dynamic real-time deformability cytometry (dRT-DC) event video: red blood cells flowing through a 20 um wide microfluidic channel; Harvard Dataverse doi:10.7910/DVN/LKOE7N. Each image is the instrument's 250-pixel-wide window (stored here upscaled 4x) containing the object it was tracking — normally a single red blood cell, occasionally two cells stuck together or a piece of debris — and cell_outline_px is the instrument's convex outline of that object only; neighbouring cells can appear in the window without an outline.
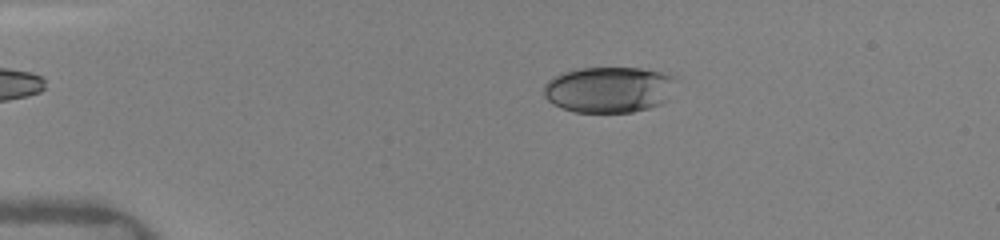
{"species": "human", "species_latin": "Homo sapiens", "temperature_condition": "warm", "stored_images_in_passage": 23, "camera_frame_rate_fps": 3000, "um_per_image_px": 0.085, "donor": {"sex": "female"}, "frame": {"image": 1, "passage_image": 5, "time_ms": 3.333, "image_size_px": [1000, 240], "cell_outline_px": [[676, 80], [668, 100], [660, 104], [648, 108], [632, 112], [576, 112], [564, 108], [548, 100], [544, 96], [544, 84], [548, 80], [564, 72], [580, 68], [640, 68], [668, 72], [676, 76]], "centroid_in_image_um": [51.82, 7.6], "position_along_channel_um": 33.2, "area_um2": 35.55}}
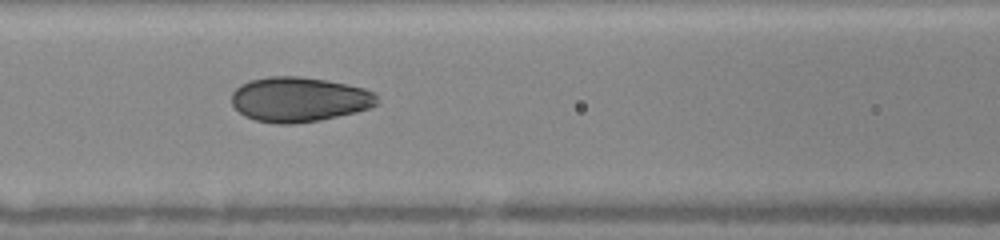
{"frame": {"image": 2, "passage_image": 10, "time_ms": 7.333, "image_size_px": [1000, 240], "cell_outline_px": [[376, 104], [372, 108], [356, 112], [320, 120], [292, 124], [276, 124], [256, 120], [244, 116], [232, 104], [232, 92], [240, 84], [248, 80], [268, 76], [300, 76], [348, 84], [364, 88], [376, 92]], "centroid_in_image_um": [25.42, 8.45], "position_along_channel_um": 141.2, "area_um2": 38.21}}
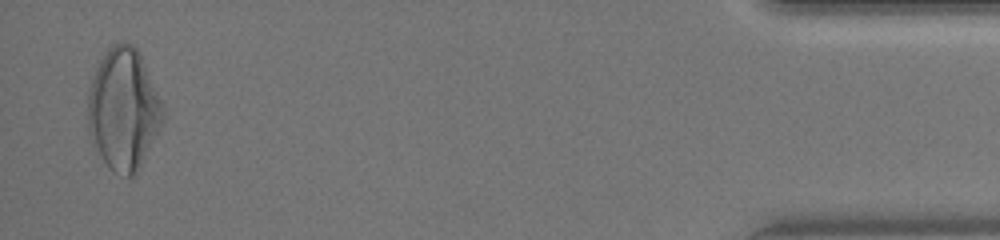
{"frame": {"image": 3, "passage_image": 23, "time_ms": 16.0, "image_size_px": [1000, 240], "cell_outline_px": [[164, 120], [136, 172], [132, 176], [120, 176], [112, 172], [104, 160], [88, 132], [88, 92], [92, 76], [100, 60], [108, 48], [112, 44], [124, 40], [132, 44], [140, 52], [164, 108]], "centroid_in_image_um": [10.49, 9.24], "position_along_channel_um": 424.7, "area_um2": 52.83}, "authors_computed_cell_mechanics": {"area_um2": 38.9572, "velocity_mm_per_s": 4.1206, "shape_relaxation_time_tau1_ms": 4.392, "shape_relaxation_time_tau2_ms": null, "deformation_change_tau1": 0.1533, "deformation_change_tau2": null}}